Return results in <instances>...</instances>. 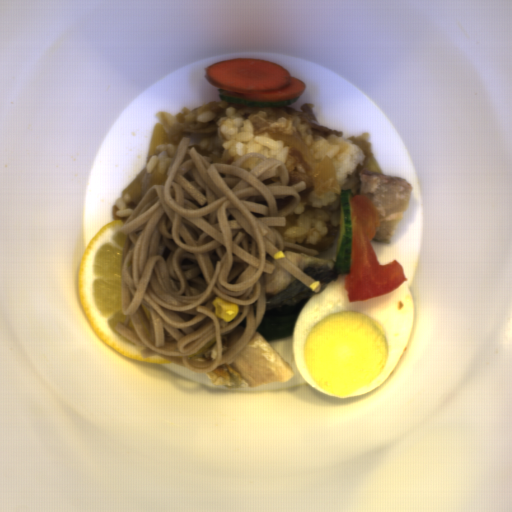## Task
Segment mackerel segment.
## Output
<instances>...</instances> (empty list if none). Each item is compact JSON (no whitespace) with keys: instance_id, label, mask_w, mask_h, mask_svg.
I'll return each instance as SVG.
<instances>
[{"instance_id":"obj_2","label":"mackerel segment","mask_w":512,"mask_h":512,"mask_svg":"<svg viewBox=\"0 0 512 512\" xmlns=\"http://www.w3.org/2000/svg\"><path fill=\"white\" fill-rule=\"evenodd\" d=\"M359 196H366L380 215L379 229L371 241L391 244L409 205L412 188L399 176L363 169L359 176Z\"/></svg>"},{"instance_id":"obj_1","label":"mackerel segment","mask_w":512,"mask_h":512,"mask_svg":"<svg viewBox=\"0 0 512 512\" xmlns=\"http://www.w3.org/2000/svg\"><path fill=\"white\" fill-rule=\"evenodd\" d=\"M284 256L309 277L320 281L313 291L305 286L282 264L266 252V259L273 263L272 274L264 273L266 308L265 315L244 349L231 361L211 372L203 373L213 385L228 390L258 387L273 382H289L293 369L274 349V342L293 337L300 311L325 285L337 279L334 261L306 253L281 250ZM314 281V282H315Z\"/></svg>"}]
</instances>
